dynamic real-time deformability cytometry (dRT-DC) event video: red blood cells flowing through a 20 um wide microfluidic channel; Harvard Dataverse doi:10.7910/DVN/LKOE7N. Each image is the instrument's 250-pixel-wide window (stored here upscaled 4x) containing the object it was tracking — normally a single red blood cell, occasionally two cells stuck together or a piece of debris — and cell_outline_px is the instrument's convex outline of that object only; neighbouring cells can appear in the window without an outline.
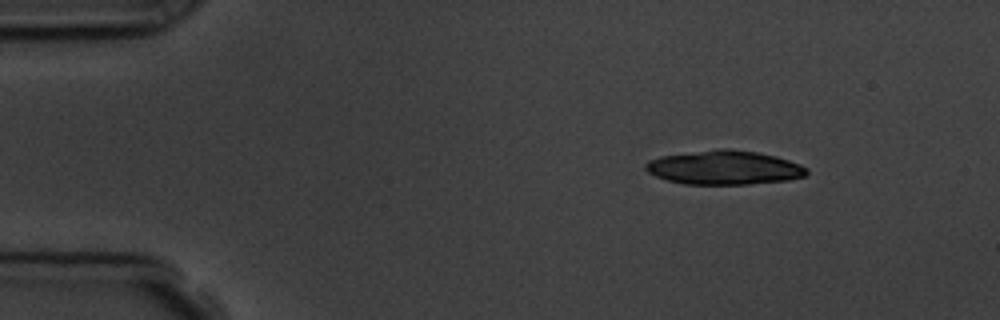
{"species": "common noctule bat (a hibernating species)", "species_latin": "Nyctalus noctula", "temperature_condition": "room temperature", "stored_images_in_passage": 6, "camera_frame_rate_fps": 3000, "um_per_image_px": 0.085, "animal": {"sex": "male", "body_mass_g": 19.5, "forearm_length_mm": 54.6}, "frame": {"image": 1, "passage_image": 1, "time_ms": 0.0, "image_size_px": [1000, 320], "cell_outline_px": [[808, 172], [804, 176], [788, 180], [748, 184], [684, 184], [668, 180], [656, 176], [648, 172], [644, 168], [644, 164], [648, 160], [660, 156], [724, 148], [728, 148], [756, 152], [776, 156], [800, 164], [808, 168]], "centroid_in_image_um": [61.55, 14.24], "position_along_channel_um": 23.4, "area_um2": 31.85}}
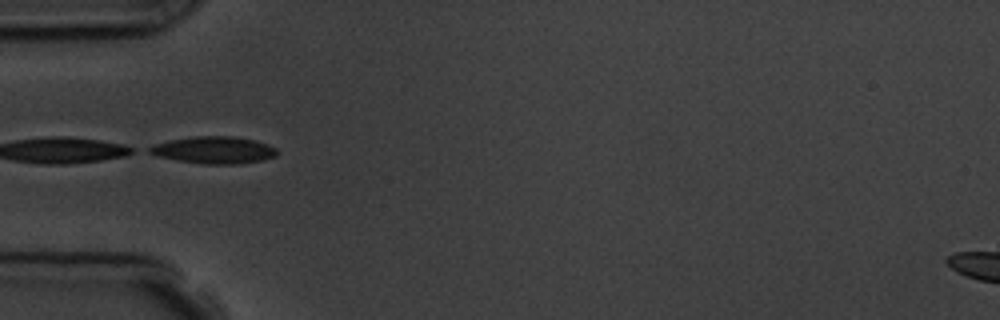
{"frame": {"image": 2, "passage_image": 4, "time_ms": 3.333, "image_size_px": [1000, 320], "cell_outline_px": [[280, 152], [276, 156], [264, 160], [240, 164], [204, 164], [176, 160], [156, 156], [148, 152], [148, 148], [156, 144], [172, 140], [192, 136], [232, 136], [256, 140], [268, 144], [276, 148]], "centroid_in_image_um": [18.24, 12.76], "position_along_channel_um": 66.8, "area_um2": 20.29}}